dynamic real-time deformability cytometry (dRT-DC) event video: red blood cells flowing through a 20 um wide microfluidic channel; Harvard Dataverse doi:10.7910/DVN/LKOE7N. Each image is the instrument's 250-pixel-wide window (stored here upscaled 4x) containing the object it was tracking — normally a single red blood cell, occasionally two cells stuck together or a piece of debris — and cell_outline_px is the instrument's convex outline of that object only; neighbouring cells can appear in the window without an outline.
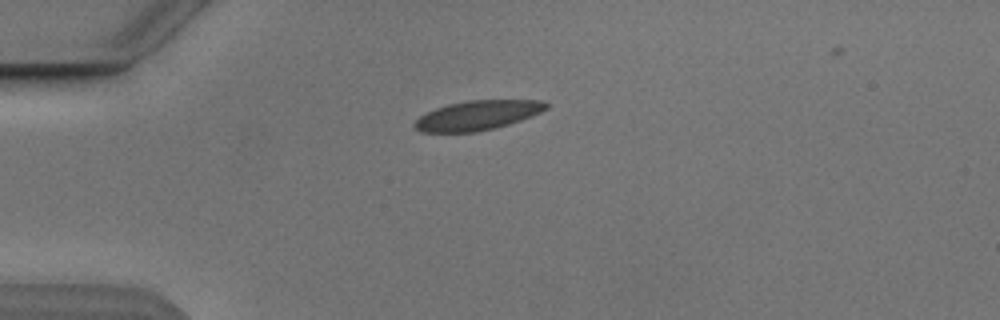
{"species": "Egyptian fruit bat (a non-hibernating species)", "species_latin": "Rousettus aegyptiacus", "temperature_condition": "cold", "stored_images_in_passage": 2, "camera_frame_rate_fps": 3000, "um_per_image_px": 0.085, "animal": {"sex": "male"}, "frame": {"image": 1, "passage_image": 1, "time_ms": 0.0, "image_size_px": [1000, 320], "cell_outline_px": [[548, 108], [532, 116], [508, 124], [476, 132], [420, 132], [412, 124], [420, 116], [436, 108], [448, 104], [468, 100], [540, 100], [548, 104]], "centroid_in_image_um": [40.58, 9.8], "position_along_channel_um": 44.4, "area_um2": 22.43}}